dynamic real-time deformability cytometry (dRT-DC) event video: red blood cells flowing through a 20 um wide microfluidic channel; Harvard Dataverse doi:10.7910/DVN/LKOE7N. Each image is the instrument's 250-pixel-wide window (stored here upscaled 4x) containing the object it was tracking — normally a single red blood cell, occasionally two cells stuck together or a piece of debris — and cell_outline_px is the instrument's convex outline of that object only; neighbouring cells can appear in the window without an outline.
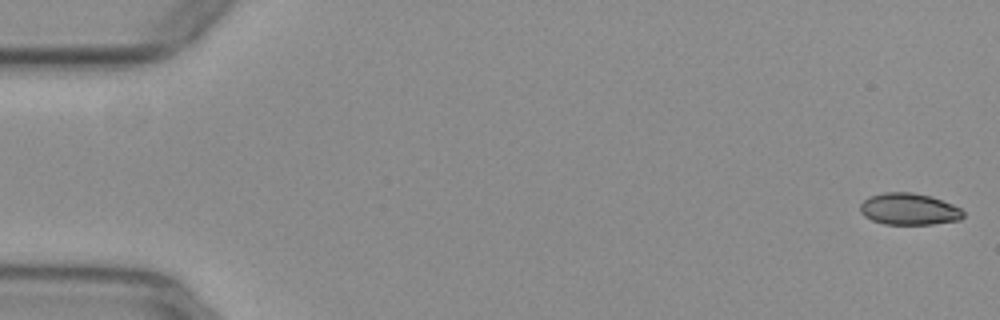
{"species": "common noctule bat (a hibernating species)", "species_latin": "Nyctalus noctula", "temperature_condition": "warm", "stored_images_in_passage": 10, "camera_frame_rate_fps": 3000, "um_per_image_px": 0.085, "animal": {"sex": "female", "body_mass_g": 29.2, "forearm_length_mm": 56.3}, "frame": {"image": 1, "passage_image": 1, "time_ms": 0.0, "image_size_px": [1000, 320], "cell_outline_px": [[964, 216], [960, 220], [932, 224], [884, 224], [872, 220], [864, 216], [860, 212], [860, 204], [868, 196], [884, 192], [912, 192], [932, 196], [952, 204], [960, 208], [964, 212]], "centroid_in_image_um": [77.26, 17.76], "position_along_channel_um": 7.7, "area_um2": 19.19}}